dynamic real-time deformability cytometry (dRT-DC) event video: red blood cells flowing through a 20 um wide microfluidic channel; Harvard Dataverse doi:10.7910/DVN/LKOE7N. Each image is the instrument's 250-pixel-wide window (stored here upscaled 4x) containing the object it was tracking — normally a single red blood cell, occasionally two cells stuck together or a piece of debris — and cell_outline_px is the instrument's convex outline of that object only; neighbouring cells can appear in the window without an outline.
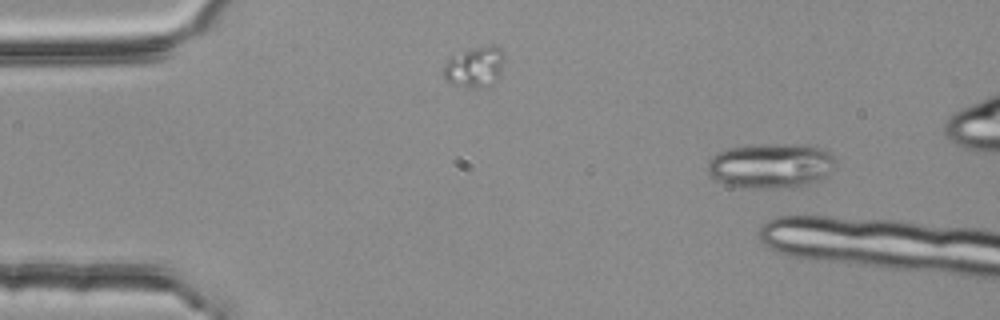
{"species": "common noctule bat (a hibernating species)", "species_latin": "Nyctalus noctula", "temperature_condition": "room temperature", "stored_images_in_passage": 4, "camera_frame_rate_fps": 3000, "um_per_image_px": 0.085, "animal": {"sex": "female", "body_mass_g": 25.1}, "frame": {"image": 1, "passage_image": 2, "time_ms": 0.333, "image_size_px": [1000, 320], "cell_outline_px": [[836, 164], [816, 184], [796, 188], [736, 188], [716, 180], [708, 172], [708, 160], [716, 152], [728, 148], [776, 144], [808, 144], [824, 148], [836, 160]], "centroid_in_image_um": [65.55, 14.11], "position_along_channel_um": 19.5, "area_um2": 34.1}}